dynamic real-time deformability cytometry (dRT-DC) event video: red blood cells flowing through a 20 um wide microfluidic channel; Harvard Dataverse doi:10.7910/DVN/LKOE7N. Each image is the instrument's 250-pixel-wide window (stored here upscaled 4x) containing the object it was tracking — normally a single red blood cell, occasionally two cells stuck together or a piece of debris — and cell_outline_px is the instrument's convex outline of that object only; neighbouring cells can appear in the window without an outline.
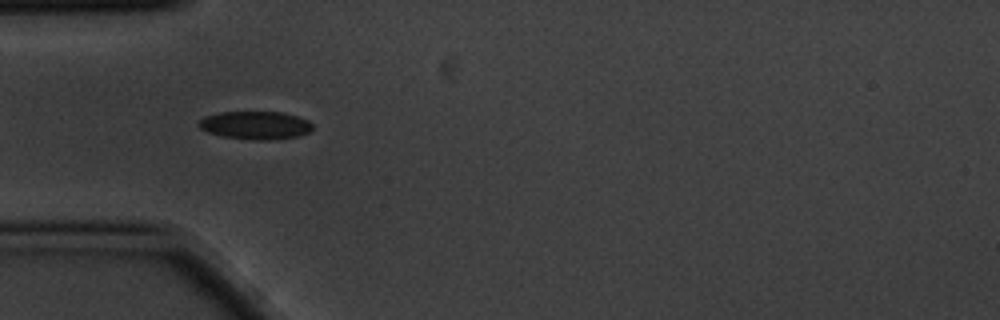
{"species": "common noctule bat (a hibernating species)", "species_latin": "Nyctalus noctula", "temperature_condition": "cold", "stored_images_in_passage": 11, "camera_frame_rate_fps": 3000, "um_per_image_px": 0.085, "animal": {"sex": "male", "body_mass_g": 20.1, "forearm_length_mm": 53.5}, "frame": {"image": 1, "passage_image": 5, "time_ms": 1.333, "image_size_px": [1000, 320], "cell_outline_px": [[312, 128], [308, 132], [296, 136], [268, 140], [252, 140], [224, 136], [208, 132], [200, 128], [196, 124], [204, 116], [220, 112], [284, 112], [308, 120], [312, 124]], "centroid_in_image_um": [21.68, 10.64], "position_along_channel_um": 63.3, "area_um2": 18.5}}